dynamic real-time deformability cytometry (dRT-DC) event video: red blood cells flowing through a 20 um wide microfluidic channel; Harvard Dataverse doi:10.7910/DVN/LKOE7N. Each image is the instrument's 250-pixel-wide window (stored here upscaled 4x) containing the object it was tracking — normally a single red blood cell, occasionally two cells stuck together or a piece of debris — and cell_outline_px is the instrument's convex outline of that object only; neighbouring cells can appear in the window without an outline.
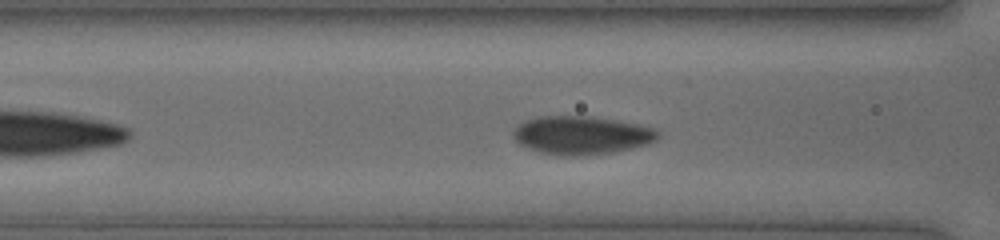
{"species": "human", "species_latin": "Homo sapiens", "temperature_condition": "cold", "stored_images_in_passage": 26, "camera_frame_rate_fps": 3000, "um_per_image_px": 0.085, "donor": {"sex": "female"}, "frame": {"image": 1, "passage_image": 7, "time_ms": 2.0, "image_size_px": [1000, 240], "cell_outline_px": [[660, 136], [656, 140], [648, 144], [632, 148], [612, 152], [588, 156], [564, 156], [540, 152], [528, 148], [520, 144], [512, 136], [512, 132], [520, 124], [528, 120], [540, 116], [592, 116], [616, 120], [636, 124], [652, 128], [660, 132]], "centroid_in_image_um": [49.44, 11.5], "position_along_channel_um": 117.2, "area_um2": 32.31}}
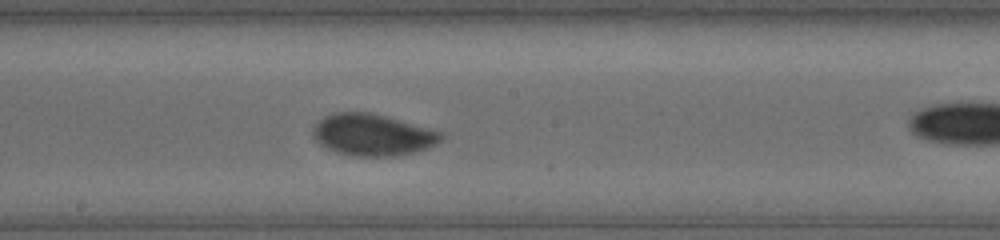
{"frame": {"image": 2, "passage_image": 14, "time_ms": 4.333, "image_size_px": [1000, 240], "cell_outline_px": [[444, 140], [428, 148], [416, 152], [396, 156], [352, 156], [336, 152], [320, 144], [312, 136], [312, 128], [324, 116], [336, 112], [372, 112], [444, 132]], "centroid_in_image_um": [31.71, 11.46], "position_along_channel_um": 216.5, "area_um2": 31.44}}
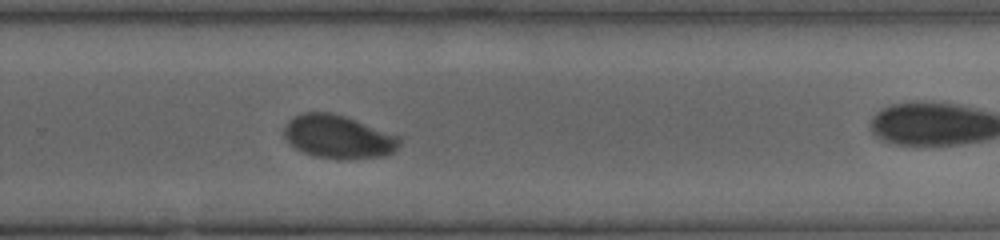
{"frame": {"image": 3, "passage_image": 20, "time_ms": 6.333, "image_size_px": [1000, 240], "cell_outline_px": [[404, 140], [392, 152], [384, 156], [348, 160], [316, 156], [304, 152], [288, 144], [284, 136], [284, 128], [288, 120], [304, 112], [332, 112], [356, 120], [400, 136]], "centroid_in_image_um": [28.76, 11.63], "position_along_channel_um": 301.0, "area_um2": 29.25}}